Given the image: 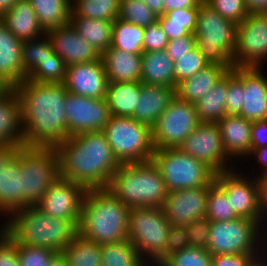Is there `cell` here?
Returning a JSON list of instances; mask_svg holds the SVG:
<instances>
[{
    "mask_svg": "<svg viewBox=\"0 0 267 266\" xmlns=\"http://www.w3.org/2000/svg\"><path fill=\"white\" fill-rule=\"evenodd\" d=\"M20 101L25 146L55 147L69 138L63 83L24 80L15 87Z\"/></svg>",
    "mask_w": 267,
    "mask_h": 266,
    "instance_id": "6da1fadb",
    "label": "cell"
},
{
    "mask_svg": "<svg viewBox=\"0 0 267 266\" xmlns=\"http://www.w3.org/2000/svg\"><path fill=\"white\" fill-rule=\"evenodd\" d=\"M59 176L89 189H107L120 163L104 132L75 134L54 147Z\"/></svg>",
    "mask_w": 267,
    "mask_h": 266,
    "instance_id": "7a4b0ae2",
    "label": "cell"
},
{
    "mask_svg": "<svg viewBox=\"0 0 267 266\" xmlns=\"http://www.w3.org/2000/svg\"><path fill=\"white\" fill-rule=\"evenodd\" d=\"M7 220V221H6ZM0 226L18 243L52 249L57 253L78 234V224L47 215L36 205L13 212Z\"/></svg>",
    "mask_w": 267,
    "mask_h": 266,
    "instance_id": "3957f363",
    "label": "cell"
},
{
    "mask_svg": "<svg viewBox=\"0 0 267 266\" xmlns=\"http://www.w3.org/2000/svg\"><path fill=\"white\" fill-rule=\"evenodd\" d=\"M129 210L108 189H89L82 203L78 234L100 245L125 240Z\"/></svg>",
    "mask_w": 267,
    "mask_h": 266,
    "instance_id": "277c9868",
    "label": "cell"
},
{
    "mask_svg": "<svg viewBox=\"0 0 267 266\" xmlns=\"http://www.w3.org/2000/svg\"><path fill=\"white\" fill-rule=\"evenodd\" d=\"M107 189L129 209L162 207L167 190L154 162L120 164Z\"/></svg>",
    "mask_w": 267,
    "mask_h": 266,
    "instance_id": "5b68a950",
    "label": "cell"
},
{
    "mask_svg": "<svg viewBox=\"0 0 267 266\" xmlns=\"http://www.w3.org/2000/svg\"><path fill=\"white\" fill-rule=\"evenodd\" d=\"M195 47L208 64L231 70L236 48V24L203 2L197 12Z\"/></svg>",
    "mask_w": 267,
    "mask_h": 266,
    "instance_id": "8992f818",
    "label": "cell"
},
{
    "mask_svg": "<svg viewBox=\"0 0 267 266\" xmlns=\"http://www.w3.org/2000/svg\"><path fill=\"white\" fill-rule=\"evenodd\" d=\"M170 226L161 207L129 210L127 239L148 266H158L166 258Z\"/></svg>",
    "mask_w": 267,
    "mask_h": 266,
    "instance_id": "52a82bcc",
    "label": "cell"
},
{
    "mask_svg": "<svg viewBox=\"0 0 267 266\" xmlns=\"http://www.w3.org/2000/svg\"><path fill=\"white\" fill-rule=\"evenodd\" d=\"M206 249L211 255L267 254V231L257 221L240 217L212 221Z\"/></svg>",
    "mask_w": 267,
    "mask_h": 266,
    "instance_id": "ba28073f",
    "label": "cell"
},
{
    "mask_svg": "<svg viewBox=\"0 0 267 266\" xmlns=\"http://www.w3.org/2000/svg\"><path fill=\"white\" fill-rule=\"evenodd\" d=\"M152 161L160 170L167 192L210 187L214 183L215 172L179 148L155 149Z\"/></svg>",
    "mask_w": 267,
    "mask_h": 266,
    "instance_id": "9c48e42d",
    "label": "cell"
},
{
    "mask_svg": "<svg viewBox=\"0 0 267 266\" xmlns=\"http://www.w3.org/2000/svg\"><path fill=\"white\" fill-rule=\"evenodd\" d=\"M120 164L152 160L151 129L131 117L111 116L102 130Z\"/></svg>",
    "mask_w": 267,
    "mask_h": 266,
    "instance_id": "30bf717a",
    "label": "cell"
},
{
    "mask_svg": "<svg viewBox=\"0 0 267 266\" xmlns=\"http://www.w3.org/2000/svg\"><path fill=\"white\" fill-rule=\"evenodd\" d=\"M22 169V208L36 205L59 179V165L53 147L20 148Z\"/></svg>",
    "mask_w": 267,
    "mask_h": 266,
    "instance_id": "8fae6325",
    "label": "cell"
},
{
    "mask_svg": "<svg viewBox=\"0 0 267 266\" xmlns=\"http://www.w3.org/2000/svg\"><path fill=\"white\" fill-rule=\"evenodd\" d=\"M241 170L236 167L215 173L214 182L225 192L237 217L255 220L267 231V209L262 200L260 179Z\"/></svg>",
    "mask_w": 267,
    "mask_h": 266,
    "instance_id": "7c38bea8",
    "label": "cell"
},
{
    "mask_svg": "<svg viewBox=\"0 0 267 266\" xmlns=\"http://www.w3.org/2000/svg\"><path fill=\"white\" fill-rule=\"evenodd\" d=\"M199 124L196 105L175 96L151 128L154 150L179 148Z\"/></svg>",
    "mask_w": 267,
    "mask_h": 266,
    "instance_id": "4fadbf2b",
    "label": "cell"
},
{
    "mask_svg": "<svg viewBox=\"0 0 267 266\" xmlns=\"http://www.w3.org/2000/svg\"><path fill=\"white\" fill-rule=\"evenodd\" d=\"M236 67H265L267 61V13L248 14L236 25Z\"/></svg>",
    "mask_w": 267,
    "mask_h": 266,
    "instance_id": "5bb4252c",
    "label": "cell"
},
{
    "mask_svg": "<svg viewBox=\"0 0 267 266\" xmlns=\"http://www.w3.org/2000/svg\"><path fill=\"white\" fill-rule=\"evenodd\" d=\"M179 149L204 162L215 173L234 169L235 163L224 150L217 123H200L180 145ZM233 163V164H231Z\"/></svg>",
    "mask_w": 267,
    "mask_h": 266,
    "instance_id": "9a60e30c",
    "label": "cell"
},
{
    "mask_svg": "<svg viewBox=\"0 0 267 266\" xmlns=\"http://www.w3.org/2000/svg\"><path fill=\"white\" fill-rule=\"evenodd\" d=\"M68 136L101 131L111 117L105 98L95 99L67 93L65 100Z\"/></svg>",
    "mask_w": 267,
    "mask_h": 266,
    "instance_id": "2e32d148",
    "label": "cell"
},
{
    "mask_svg": "<svg viewBox=\"0 0 267 266\" xmlns=\"http://www.w3.org/2000/svg\"><path fill=\"white\" fill-rule=\"evenodd\" d=\"M86 192L83 185L59 177L36 206L47 215L78 224Z\"/></svg>",
    "mask_w": 267,
    "mask_h": 266,
    "instance_id": "e0dca14e",
    "label": "cell"
},
{
    "mask_svg": "<svg viewBox=\"0 0 267 266\" xmlns=\"http://www.w3.org/2000/svg\"><path fill=\"white\" fill-rule=\"evenodd\" d=\"M208 189L196 187L168 192L161 208L171 225L186 226L206 217Z\"/></svg>",
    "mask_w": 267,
    "mask_h": 266,
    "instance_id": "ac0fdd59",
    "label": "cell"
},
{
    "mask_svg": "<svg viewBox=\"0 0 267 266\" xmlns=\"http://www.w3.org/2000/svg\"><path fill=\"white\" fill-rule=\"evenodd\" d=\"M230 71L243 83L244 104L239 115L251 122L266 120L267 73L264 67L234 66Z\"/></svg>",
    "mask_w": 267,
    "mask_h": 266,
    "instance_id": "d6986e66",
    "label": "cell"
},
{
    "mask_svg": "<svg viewBox=\"0 0 267 266\" xmlns=\"http://www.w3.org/2000/svg\"><path fill=\"white\" fill-rule=\"evenodd\" d=\"M108 83L101 57L93 62L67 66L63 82L69 93L95 99L106 97Z\"/></svg>",
    "mask_w": 267,
    "mask_h": 266,
    "instance_id": "ffe728a7",
    "label": "cell"
},
{
    "mask_svg": "<svg viewBox=\"0 0 267 266\" xmlns=\"http://www.w3.org/2000/svg\"><path fill=\"white\" fill-rule=\"evenodd\" d=\"M47 34L53 51L66 66L93 62L101 56L88 41L78 35L71 23L48 30Z\"/></svg>",
    "mask_w": 267,
    "mask_h": 266,
    "instance_id": "44dd1931",
    "label": "cell"
},
{
    "mask_svg": "<svg viewBox=\"0 0 267 266\" xmlns=\"http://www.w3.org/2000/svg\"><path fill=\"white\" fill-rule=\"evenodd\" d=\"M22 42L0 20V85L3 88H15L27 79L22 65Z\"/></svg>",
    "mask_w": 267,
    "mask_h": 266,
    "instance_id": "7402d4cb",
    "label": "cell"
},
{
    "mask_svg": "<svg viewBox=\"0 0 267 266\" xmlns=\"http://www.w3.org/2000/svg\"><path fill=\"white\" fill-rule=\"evenodd\" d=\"M217 124L227 155L235 162L244 160L251 153L252 122L240 115H225Z\"/></svg>",
    "mask_w": 267,
    "mask_h": 266,
    "instance_id": "603a6c76",
    "label": "cell"
},
{
    "mask_svg": "<svg viewBox=\"0 0 267 266\" xmlns=\"http://www.w3.org/2000/svg\"><path fill=\"white\" fill-rule=\"evenodd\" d=\"M175 96L176 88L141 82L139 100L131 118L151 129Z\"/></svg>",
    "mask_w": 267,
    "mask_h": 266,
    "instance_id": "cb8c5ba5",
    "label": "cell"
},
{
    "mask_svg": "<svg viewBox=\"0 0 267 266\" xmlns=\"http://www.w3.org/2000/svg\"><path fill=\"white\" fill-rule=\"evenodd\" d=\"M25 146L20 101L15 88L0 90V145Z\"/></svg>",
    "mask_w": 267,
    "mask_h": 266,
    "instance_id": "d4e9b609",
    "label": "cell"
},
{
    "mask_svg": "<svg viewBox=\"0 0 267 266\" xmlns=\"http://www.w3.org/2000/svg\"><path fill=\"white\" fill-rule=\"evenodd\" d=\"M22 208V169L20 149L16 156L0 170V217L8 218ZM3 214V215H2Z\"/></svg>",
    "mask_w": 267,
    "mask_h": 266,
    "instance_id": "484cf974",
    "label": "cell"
},
{
    "mask_svg": "<svg viewBox=\"0 0 267 266\" xmlns=\"http://www.w3.org/2000/svg\"><path fill=\"white\" fill-rule=\"evenodd\" d=\"M109 82H135L141 79L142 54L109 47L101 56Z\"/></svg>",
    "mask_w": 267,
    "mask_h": 266,
    "instance_id": "4316f807",
    "label": "cell"
},
{
    "mask_svg": "<svg viewBox=\"0 0 267 266\" xmlns=\"http://www.w3.org/2000/svg\"><path fill=\"white\" fill-rule=\"evenodd\" d=\"M228 71L227 67L209 64L195 75L179 82L176 96L183 101L196 104Z\"/></svg>",
    "mask_w": 267,
    "mask_h": 266,
    "instance_id": "83f0119b",
    "label": "cell"
},
{
    "mask_svg": "<svg viewBox=\"0 0 267 266\" xmlns=\"http://www.w3.org/2000/svg\"><path fill=\"white\" fill-rule=\"evenodd\" d=\"M0 20L22 41L37 38L45 33L28 0L17 2Z\"/></svg>",
    "mask_w": 267,
    "mask_h": 266,
    "instance_id": "f1b7e54d",
    "label": "cell"
},
{
    "mask_svg": "<svg viewBox=\"0 0 267 266\" xmlns=\"http://www.w3.org/2000/svg\"><path fill=\"white\" fill-rule=\"evenodd\" d=\"M173 63V60L165 50L142 52L140 82L148 85L176 88Z\"/></svg>",
    "mask_w": 267,
    "mask_h": 266,
    "instance_id": "f546056e",
    "label": "cell"
},
{
    "mask_svg": "<svg viewBox=\"0 0 267 266\" xmlns=\"http://www.w3.org/2000/svg\"><path fill=\"white\" fill-rule=\"evenodd\" d=\"M141 82H109L106 101L111 116L131 117L137 107Z\"/></svg>",
    "mask_w": 267,
    "mask_h": 266,
    "instance_id": "4dcf8cb0",
    "label": "cell"
},
{
    "mask_svg": "<svg viewBox=\"0 0 267 266\" xmlns=\"http://www.w3.org/2000/svg\"><path fill=\"white\" fill-rule=\"evenodd\" d=\"M70 23L78 35L88 41L100 55L111 47L113 21L70 17Z\"/></svg>",
    "mask_w": 267,
    "mask_h": 266,
    "instance_id": "1f68e13d",
    "label": "cell"
},
{
    "mask_svg": "<svg viewBox=\"0 0 267 266\" xmlns=\"http://www.w3.org/2000/svg\"><path fill=\"white\" fill-rule=\"evenodd\" d=\"M227 73L195 104L200 123H217L226 115Z\"/></svg>",
    "mask_w": 267,
    "mask_h": 266,
    "instance_id": "d6a6232c",
    "label": "cell"
},
{
    "mask_svg": "<svg viewBox=\"0 0 267 266\" xmlns=\"http://www.w3.org/2000/svg\"><path fill=\"white\" fill-rule=\"evenodd\" d=\"M45 32L70 23L69 0H28Z\"/></svg>",
    "mask_w": 267,
    "mask_h": 266,
    "instance_id": "836d02e7",
    "label": "cell"
},
{
    "mask_svg": "<svg viewBox=\"0 0 267 266\" xmlns=\"http://www.w3.org/2000/svg\"><path fill=\"white\" fill-rule=\"evenodd\" d=\"M199 7L183 8L166 11L158 16L157 21L168 39H175L194 34Z\"/></svg>",
    "mask_w": 267,
    "mask_h": 266,
    "instance_id": "e575fe53",
    "label": "cell"
},
{
    "mask_svg": "<svg viewBox=\"0 0 267 266\" xmlns=\"http://www.w3.org/2000/svg\"><path fill=\"white\" fill-rule=\"evenodd\" d=\"M61 254L68 266H101V245L79 234Z\"/></svg>",
    "mask_w": 267,
    "mask_h": 266,
    "instance_id": "d590c367",
    "label": "cell"
},
{
    "mask_svg": "<svg viewBox=\"0 0 267 266\" xmlns=\"http://www.w3.org/2000/svg\"><path fill=\"white\" fill-rule=\"evenodd\" d=\"M144 27L125 22L119 18L113 21L111 46L127 53L142 54Z\"/></svg>",
    "mask_w": 267,
    "mask_h": 266,
    "instance_id": "8d00e7d4",
    "label": "cell"
},
{
    "mask_svg": "<svg viewBox=\"0 0 267 266\" xmlns=\"http://www.w3.org/2000/svg\"><path fill=\"white\" fill-rule=\"evenodd\" d=\"M101 266H148L128 240L101 245Z\"/></svg>",
    "mask_w": 267,
    "mask_h": 266,
    "instance_id": "74e56055",
    "label": "cell"
},
{
    "mask_svg": "<svg viewBox=\"0 0 267 266\" xmlns=\"http://www.w3.org/2000/svg\"><path fill=\"white\" fill-rule=\"evenodd\" d=\"M120 0H74L70 17L114 21L119 17Z\"/></svg>",
    "mask_w": 267,
    "mask_h": 266,
    "instance_id": "f35d334b",
    "label": "cell"
},
{
    "mask_svg": "<svg viewBox=\"0 0 267 266\" xmlns=\"http://www.w3.org/2000/svg\"><path fill=\"white\" fill-rule=\"evenodd\" d=\"M66 65L56 52L47 55L28 75L27 80L37 83H63Z\"/></svg>",
    "mask_w": 267,
    "mask_h": 266,
    "instance_id": "ab89813d",
    "label": "cell"
},
{
    "mask_svg": "<svg viewBox=\"0 0 267 266\" xmlns=\"http://www.w3.org/2000/svg\"><path fill=\"white\" fill-rule=\"evenodd\" d=\"M47 32L22 42V65L28 75L47 55L53 53Z\"/></svg>",
    "mask_w": 267,
    "mask_h": 266,
    "instance_id": "60d3db41",
    "label": "cell"
},
{
    "mask_svg": "<svg viewBox=\"0 0 267 266\" xmlns=\"http://www.w3.org/2000/svg\"><path fill=\"white\" fill-rule=\"evenodd\" d=\"M206 218L212 221H229L238 218L225 192L214 182L208 189Z\"/></svg>",
    "mask_w": 267,
    "mask_h": 266,
    "instance_id": "b9f144b4",
    "label": "cell"
},
{
    "mask_svg": "<svg viewBox=\"0 0 267 266\" xmlns=\"http://www.w3.org/2000/svg\"><path fill=\"white\" fill-rule=\"evenodd\" d=\"M118 18L145 28L154 24L158 17L142 0H120Z\"/></svg>",
    "mask_w": 267,
    "mask_h": 266,
    "instance_id": "7bdbcfd3",
    "label": "cell"
},
{
    "mask_svg": "<svg viewBox=\"0 0 267 266\" xmlns=\"http://www.w3.org/2000/svg\"><path fill=\"white\" fill-rule=\"evenodd\" d=\"M158 266H212L207 249L188 247L168 255Z\"/></svg>",
    "mask_w": 267,
    "mask_h": 266,
    "instance_id": "ee69618b",
    "label": "cell"
},
{
    "mask_svg": "<svg viewBox=\"0 0 267 266\" xmlns=\"http://www.w3.org/2000/svg\"><path fill=\"white\" fill-rule=\"evenodd\" d=\"M173 64L176 85L209 65L196 47L186 54L179 56V59L175 60Z\"/></svg>",
    "mask_w": 267,
    "mask_h": 266,
    "instance_id": "f6af8a7d",
    "label": "cell"
},
{
    "mask_svg": "<svg viewBox=\"0 0 267 266\" xmlns=\"http://www.w3.org/2000/svg\"><path fill=\"white\" fill-rule=\"evenodd\" d=\"M18 258L20 266H49L52 259L58 254L52 249L37 247V246H25L18 244Z\"/></svg>",
    "mask_w": 267,
    "mask_h": 266,
    "instance_id": "bcb514c9",
    "label": "cell"
},
{
    "mask_svg": "<svg viewBox=\"0 0 267 266\" xmlns=\"http://www.w3.org/2000/svg\"><path fill=\"white\" fill-rule=\"evenodd\" d=\"M213 10L236 25L248 15L244 0H204Z\"/></svg>",
    "mask_w": 267,
    "mask_h": 266,
    "instance_id": "7dc6e473",
    "label": "cell"
},
{
    "mask_svg": "<svg viewBox=\"0 0 267 266\" xmlns=\"http://www.w3.org/2000/svg\"><path fill=\"white\" fill-rule=\"evenodd\" d=\"M243 83L229 70L227 72L226 115H239L244 104Z\"/></svg>",
    "mask_w": 267,
    "mask_h": 266,
    "instance_id": "c3c4849f",
    "label": "cell"
},
{
    "mask_svg": "<svg viewBox=\"0 0 267 266\" xmlns=\"http://www.w3.org/2000/svg\"><path fill=\"white\" fill-rule=\"evenodd\" d=\"M189 247L206 249L210 234V221L206 218L196 219L185 226Z\"/></svg>",
    "mask_w": 267,
    "mask_h": 266,
    "instance_id": "681fc988",
    "label": "cell"
},
{
    "mask_svg": "<svg viewBox=\"0 0 267 266\" xmlns=\"http://www.w3.org/2000/svg\"><path fill=\"white\" fill-rule=\"evenodd\" d=\"M169 39L158 21L144 28L143 52L165 50Z\"/></svg>",
    "mask_w": 267,
    "mask_h": 266,
    "instance_id": "f907efd6",
    "label": "cell"
},
{
    "mask_svg": "<svg viewBox=\"0 0 267 266\" xmlns=\"http://www.w3.org/2000/svg\"><path fill=\"white\" fill-rule=\"evenodd\" d=\"M0 266H20L15 240L0 226Z\"/></svg>",
    "mask_w": 267,
    "mask_h": 266,
    "instance_id": "816d5d0a",
    "label": "cell"
},
{
    "mask_svg": "<svg viewBox=\"0 0 267 266\" xmlns=\"http://www.w3.org/2000/svg\"><path fill=\"white\" fill-rule=\"evenodd\" d=\"M266 254H218L212 255V266H252Z\"/></svg>",
    "mask_w": 267,
    "mask_h": 266,
    "instance_id": "f5cc1de1",
    "label": "cell"
},
{
    "mask_svg": "<svg viewBox=\"0 0 267 266\" xmlns=\"http://www.w3.org/2000/svg\"><path fill=\"white\" fill-rule=\"evenodd\" d=\"M189 247L188 235L185 226L171 225L169 228L168 242L166 244V257L173 252Z\"/></svg>",
    "mask_w": 267,
    "mask_h": 266,
    "instance_id": "db71d44e",
    "label": "cell"
},
{
    "mask_svg": "<svg viewBox=\"0 0 267 266\" xmlns=\"http://www.w3.org/2000/svg\"><path fill=\"white\" fill-rule=\"evenodd\" d=\"M195 47V36L190 34L184 37L169 40L165 51L171 57L173 62L179 59V56L186 54Z\"/></svg>",
    "mask_w": 267,
    "mask_h": 266,
    "instance_id": "11a10c76",
    "label": "cell"
},
{
    "mask_svg": "<svg viewBox=\"0 0 267 266\" xmlns=\"http://www.w3.org/2000/svg\"><path fill=\"white\" fill-rule=\"evenodd\" d=\"M267 146V119L252 122L251 125V152Z\"/></svg>",
    "mask_w": 267,
    "mask_h": 266,
    "instance_id": "9f6ffc18",
    "label": "cell"
},
{
    "mask_svg": "<svg viewBox=\"0 0 267 266\" xmlns=\"http://www.w3.org/2000/svg\"><path fill=\"white\" fill-rule=\"evenodd\" d=\"M246 158L247 159L253 158L259 164L258 166L259 171L257 173L254 174V171H256L255 170L256 167H254L253 169H251L253 170V172L250 171L253 174H251L249 171L246 172L247 174H250L257 179H260L262 176H264L267 173V146L253 150Z\"/></svg>",
    "mask_w": 267,
    "mask_h": 266,
    "instance_id": "6f0895ef",
    "label": "cell"
},
{
    "mask_svg": "<svg viewBox=\"0 0 267 266\" xmlns=\"http://www.w3.org/2000/svg\"><path fill=\"white\" fill-rule=\"evenodd\" d=\"M204 0H163L164 13L169 10L199 7Z\"/></svg>",
    "mask_w": 267,
    "mask_h": 266,
    "instance_id": "680465c9",
    "label": "cell"
},
{
    "mask_svg": "<svg viewBox=\"0 0 267 266\" xmlns=\"http://www.w3.org/2000/svg\"><path fill=\"white\" fill-rule=\"evenodd\" d=\"M19 149L20 147L14 144L0 145V170L16 156Z\"/></svg>",
    "mask_w": 267,
    "mask_h": 266,
    "instance_id": "91938a15",
    "label": "cell"
},
{
    "mask_svg": "<svg viewBox=\"0 0 267 266\" xmlns=\"http://www.w3.org/2000/svg\"><path fill=\"white\" fill-rule=\"evenodd\" d=\"M248 14L267 13V0H244Z\"/></svg>",
    "mask_w": 267,
    "mask_h": 266,
    "instance_id": "94428289",
    "label": "cell"
},
{
    "mask_svg": "<svg viewBox=\"0 0 267 266\" xmlns=\"http://www.w3.org/2000/svg\"><path fill=\"white\" fill-rule=\"evenodd\" d=\"M147 7L158 17L164 14L163 0H142Z\"/></svg>",
    "mask_w": 267,
    "mask_h": 266,
    "instance_id": "6125c7cd",
    "label": "cell"
},
{
    "mask_svg": "<svg viewBox=\"0 0 267 266\" xmlns=\"http://www.w3.org/2000/svg\"><path fill=\"white\" fill-rule=\"evenodd\" d=\"M19 1L22 0H0V18Z\"/></svg>",
    "mask_w": 267,
    "mask_h": 266,
    "instance_id": "be15d7a7",
    "label": "cell"
},
{
    "mask_svg": "<svg viewBox=\"0 0 267 266\" xmlns=\"http://www.w3.org/2000/svg\"><path fill=\"white\" fill-rule=\"evenodd\" d=\"M261 191H262V200L267 209V173L260 178Z\"/></svg>",
    "mask_w": 267,
    "mask_h": 266,
    "instance_id": "e7e4bbea",
    "label": "cell"
},
{
    "mask_svg": "<svg viewBox=\"0 0 267 266\" xmlns=\"http://www.w3.org/2000/svg\"><path fill=\"white\" fill-rule=\"evenodd\" d=\"M49 266H68L66 259L62 256L61 253H58L51 261Z\"/></svg>",
    "mask_w": 267,
    "mask_h": 266,
    "instance_id": "03108f58",
    "label": "cell"
},
{
    "mask_svg": "<svg viewBox=\"0 0 267 266\" xmlns=\"http://www.w3.org/2000/svg\"><path fill=\"white\" fill-rule=\"evenodd\" d=\"M252 266H267V254L258 259Z\"/></svg>",
    "mask_w": 267,
    "mask_h": 266,
    "instance_id": "003e7915",
    "label": "cell"
}]
</instances>
